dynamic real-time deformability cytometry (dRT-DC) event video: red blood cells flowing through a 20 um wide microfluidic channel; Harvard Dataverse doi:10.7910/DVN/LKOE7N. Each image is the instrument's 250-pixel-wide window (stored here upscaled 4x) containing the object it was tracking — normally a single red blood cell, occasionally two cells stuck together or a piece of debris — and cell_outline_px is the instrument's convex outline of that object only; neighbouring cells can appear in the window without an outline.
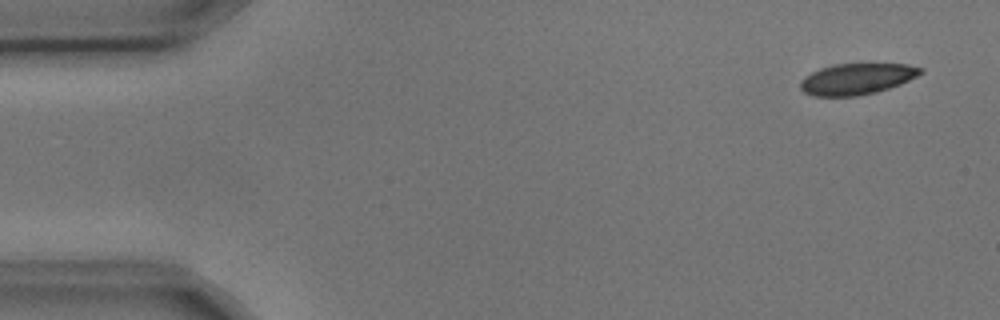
{"species": "common noctule bat (a hibernating species)", "species_latin": "Nyctalus noctula", "temperature_condition": "cold", "stored_images_in_passage": 5, "camera_frame_rate_fps": 3000, "um_per_image_px": 0.085, "animal": {"sex": "male", "body_mass_g": 17.9, "forearm_length_mm": 54.2}, "frame": {"image": 1, "passage_image": 1, "time_ms": 0.0, "image_size_px": [1000, 320], "cell_outline_px": [[924, 72], [900, 84], [876, 92], [856, 96], [812, 96], [804, 92], [800, 88], [800, 80], [804, 76], [820, 68], [836, 64], [908, 64], [924, 68]], "centroid_in_image_um": [72.81, 6.71], "position_along_channel_um": 12.2, "area_um2": 21.79}}